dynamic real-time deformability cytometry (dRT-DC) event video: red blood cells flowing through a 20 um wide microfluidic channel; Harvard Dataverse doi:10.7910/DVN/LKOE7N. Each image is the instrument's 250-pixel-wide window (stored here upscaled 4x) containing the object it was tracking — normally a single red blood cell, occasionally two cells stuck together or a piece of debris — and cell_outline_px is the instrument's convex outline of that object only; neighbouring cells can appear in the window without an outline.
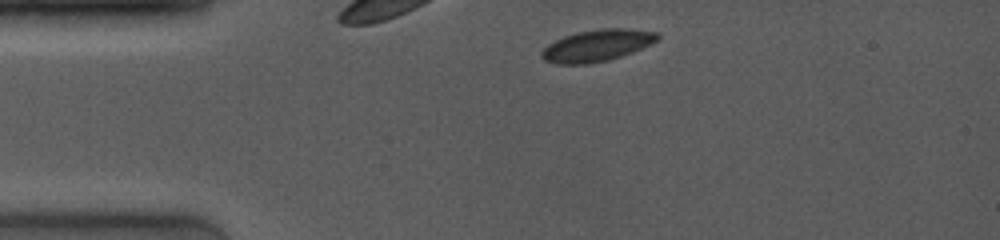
{"species": "common noctule bat (a hibernating species)", "species_latin": "Nyctalus noctula", "temperature_condition": "room temperature", "stored_images_in_passage": 3, "camera_frame_rate_fps": 4000, "um_per_image_px": 0.085, "animal": {"sex": "female", "body_mass_g": 19.0, "forearm_length_mm": 53.3}, "frame": {"image": 1, "passage_image": 1, "time_ms": 0.0, "image_size_px": [1000, 240], "cell_outline_px": [[660, 40], [652, 44], [632, 52], [608, 60], [588, 64], [556, 64], [544, 60], [540, 56], [540, 52], [548, 44], [564, 36], [576, 32], [600, 28], [628, 28], [656, 32], [660, 36]], "centroid_in_image_um": [50.75, 3.86], "position_along_channel_um": 34.2, "area_um2": 21.62}}